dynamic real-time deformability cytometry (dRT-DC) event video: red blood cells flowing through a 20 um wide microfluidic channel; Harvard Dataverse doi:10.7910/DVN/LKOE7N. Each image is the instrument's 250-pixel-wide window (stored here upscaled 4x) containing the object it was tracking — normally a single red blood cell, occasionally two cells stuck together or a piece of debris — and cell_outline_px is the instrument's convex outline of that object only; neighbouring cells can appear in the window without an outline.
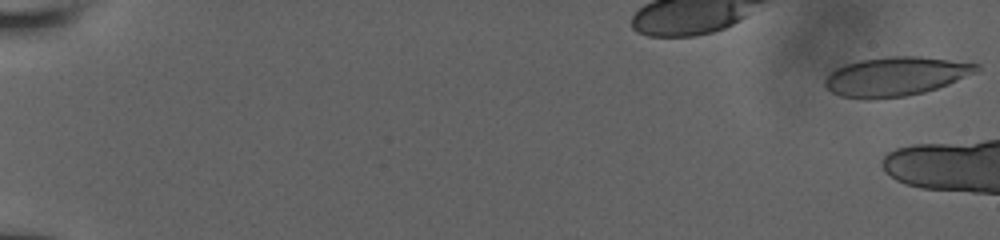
{"species": "human", "species_latin": "Homo sapiens", "temperature_condition": "room temperature", "stored_images_in_passage": 7, "camera_frame_rate_fps": 3000, "um_per_image_px": 0.085, "donor": {"sex": "male"}, "frame": {"image": 1, "passage_image": 1, "time_ms": 0.0, "image_size_px": [1000, 240], "cell_outline_px": [[980, 68], [976, 72], [948, 84], [924, 92], [904, 96], [872, 100], [868, 100], [840, 96], [832, 92], [824, 84], [824, 80], [836, 68], [844, 64], [860, 60], [888, 56], [920, 56], [980, 64]], "centroid_in_image_um": [76.11, 6.5], "position_along_channel_um": 8.9, "area_um2": 34.45}}